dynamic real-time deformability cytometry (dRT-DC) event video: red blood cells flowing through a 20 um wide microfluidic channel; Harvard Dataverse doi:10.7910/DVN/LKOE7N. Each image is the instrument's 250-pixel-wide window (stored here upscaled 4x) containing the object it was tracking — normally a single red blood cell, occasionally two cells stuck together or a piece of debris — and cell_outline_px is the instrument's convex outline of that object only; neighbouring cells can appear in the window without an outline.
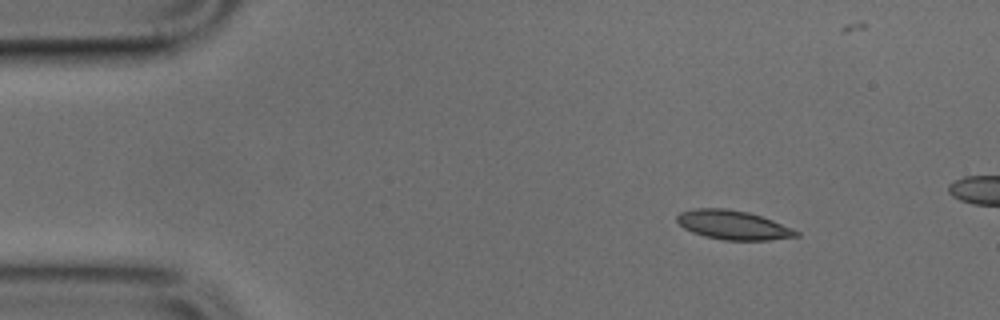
{"species": "common noctule bat (a hibernating species)", "species_latin": "Nyctalus noctula", "temperature_condition": "cold", "stored_images_in_passage": 9, "camera_frame_rate_fps": 3000, "um_per_image_px": 0.085, "animal": {"sex": "male", "body_mass_g": 17.9, "forearm_length_mm": 54.2}, "frame": {"image": 1, "passage_image": 1, "time_ms": 0.0, "image_size_px": [1000, 320], "cell_outline_px": [[800, 236], [768, 240], [724, 240], [704, 236], [692, 232], [684, 228], [676, 220], [676, 216], [680, 212], [692, 208], [728, 208], [748, 212], [772, 220], [792, 228], [800, 232]], "centroid_in_image_um": [62.3, 19.12], "position_along_channel_um": 22.7, "area_um2": 20.29}}